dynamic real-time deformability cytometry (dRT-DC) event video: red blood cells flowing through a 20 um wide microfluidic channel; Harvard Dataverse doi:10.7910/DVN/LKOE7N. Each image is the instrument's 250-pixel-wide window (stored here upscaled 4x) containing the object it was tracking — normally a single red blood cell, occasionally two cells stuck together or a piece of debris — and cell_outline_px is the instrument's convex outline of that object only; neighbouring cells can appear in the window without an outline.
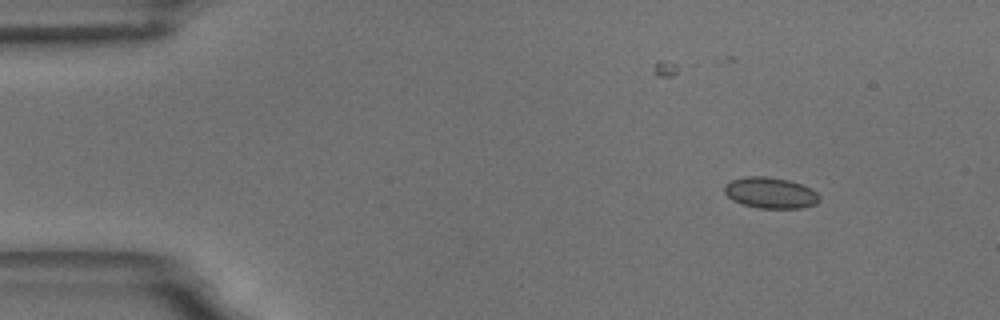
{"species": "common noctule bat (a hibernating species)", "species_latin": "Nyctalus noctula", "temperature_condition": "room temperature", "stored_images_in_passage": 4, "camera_frame_rate_fps": 3000, "um_per_image_px": 0.085, "animal": {"sex": "male", "body_mass_g": 18.8}, "frame": {"image": 1, "passage_image": 1, "time_ms": 0.0, "image_size_px": [1000, 320], "cell_outline_px": [[820, 200], [816, 204], [804, 208], [760, 208], [744, 204], [732, 200], [724, 192], [724, 184], [732, 180], [748, 176], [768, 176], [788, 180], [800, 184], [816, 192], [820, 196]], "centroid_in_image_um": [65.49, 16.39], "position_along_channel_um": 19.5, "area_um2": 17.11}}
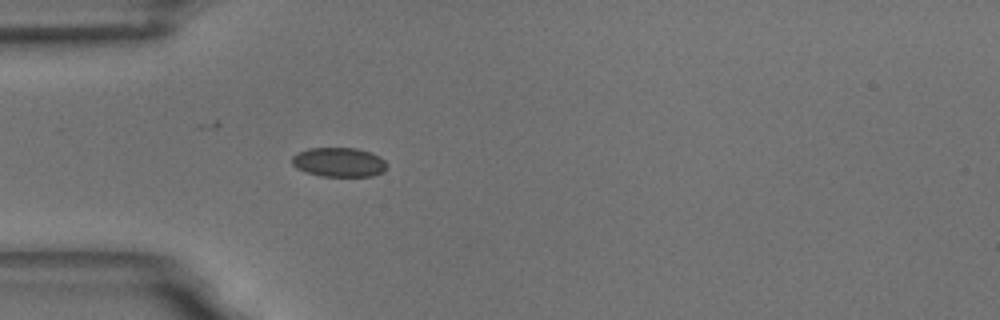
{"frame": {"image": 2, "passage_image": 4, "time_ms": 3.333, "image_size_px": [1000, 320], "cell_outline_px": [[388, 168], [384, 172], [372, 176], [320, 176], [304, 172], [296, 168], [292, 164], [292, 156], [296, 152], [308, 148], [356, 148], [380, 156], [388, 164]], "centroid_in_image_um": [28.8, 13.79], "position_along_channel_um": 56.2, "area_um2": 16.47}}